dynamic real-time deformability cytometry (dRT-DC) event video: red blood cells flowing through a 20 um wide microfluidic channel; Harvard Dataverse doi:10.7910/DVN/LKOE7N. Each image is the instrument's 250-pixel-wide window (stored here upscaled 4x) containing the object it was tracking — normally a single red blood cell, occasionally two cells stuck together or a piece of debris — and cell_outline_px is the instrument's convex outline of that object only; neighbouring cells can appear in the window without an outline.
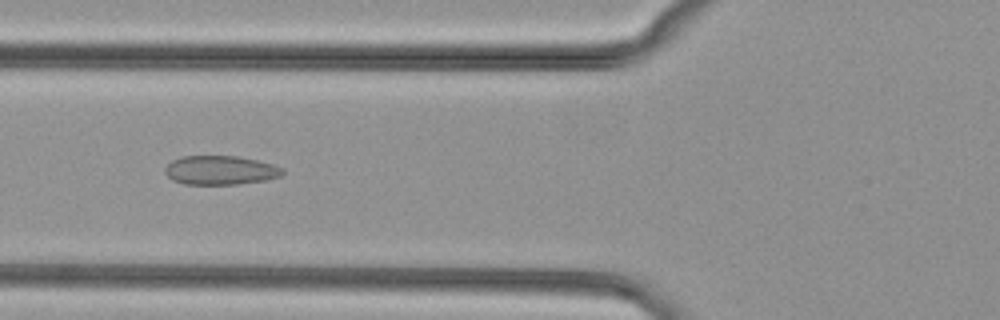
{"species": "common noctule bat (a hibernating species)", "species_latin": "Nyctalus noctula", "temperature_condition": "cold", "stored_images_in_passage": 45, "camera_frame_rate_fps": 3000, "um_per_image_px": 0.085, "animal": {"sex": "female", "body_mass_g": 29.2, "forearm_length_mm": 56.3}, "frame": {"image": 1, "passage_image": 14, "time_ms": 4.333, "image_size_px": [1000, 320], "cell_outline_px": [[284, 172], [280, 176], [264, 180], [236, 184], [184, 184], [172, 180], [164, 172], [164, 168], [172, 160], [180, 156], [236, 156], [256, 160], [272, 164], [284, 168]], "centroid_in_image_um": [18.7, 14.46], "position_along_channel_um": 107.1, "area_um2": 19.83}}
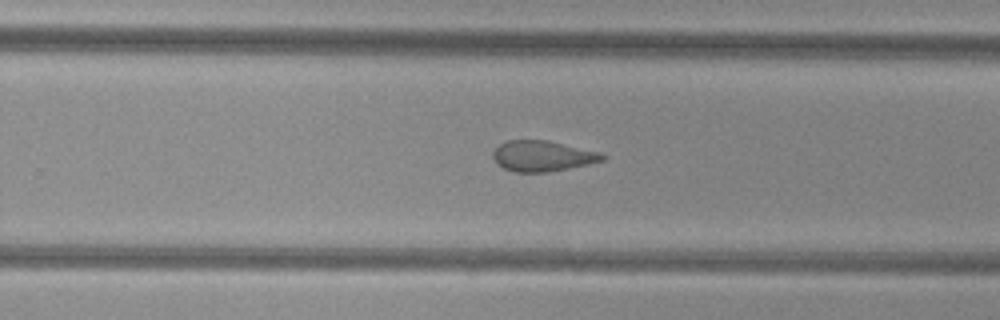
{"frame": {"image": 2, "passage_image": 27, "time_ms": 8.667, "image_size_px": [1000, 320], "cell_outline_px": [[608, 156], [604, 160], [588, 164], [548, 172], [512, 172], [496, 164], [492, 156], [492, 152], [500, 144], [508, 140], [548, 140], [600, 152]], "centroid_in_image_um": [46.1, 13.26], "position_along_channel_um": 283.7, "area_um2": 19.65}}
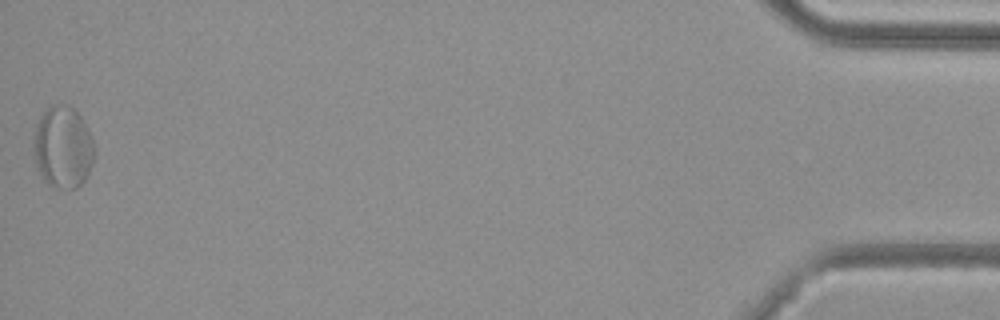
{"frame": {"image": 3, "passage_image": 45, "time_ms": 14.667, "image_size_px": [1000, 320], "cell_outline_px": [[96, 152], [92, 164], [84, 180], [76, 188], [52, 188], [44, 180], [36, 168], [32, 152], [32, 140], [36, 124], [44, 108], [52, 104], [64, 104], [72, 108], [80, 116], [92, 136], [96, 148]], "centroid_in_image_um": [5.31, 12.51], "position_along_channel_um": 429.9, "area_um2": 29.77}}